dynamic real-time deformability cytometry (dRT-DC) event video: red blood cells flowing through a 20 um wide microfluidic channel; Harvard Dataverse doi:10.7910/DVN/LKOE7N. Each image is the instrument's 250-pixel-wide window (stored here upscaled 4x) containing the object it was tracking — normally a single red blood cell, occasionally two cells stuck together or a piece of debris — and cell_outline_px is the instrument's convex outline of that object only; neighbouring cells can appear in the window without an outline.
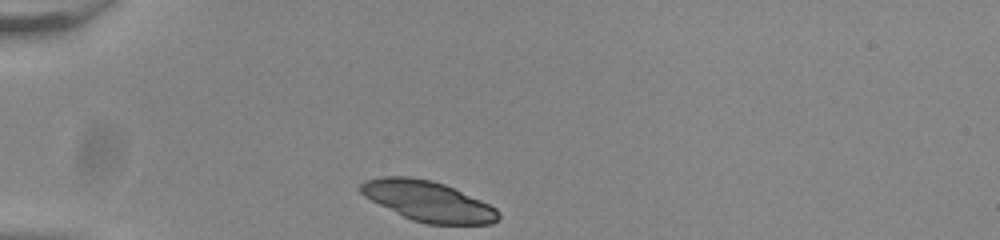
{"species": "common noctule bat (a hibernating species)", "species_latin": "Nyctalus noctula", "temperature_condition": "room temperature", "stored_images_in_passage": 32, "camera_frame_rate_fps": 3000, "um_per_image_px": 0.085, "animal": {"sex": "male", "body_mass_g": 20.0, "forearm_length_mm": 53.3}, "frame": {"image": 1, "passage_image": 1, "time_ms": 0.0, "image_size_px": [1000, 240], "cell_outline_px": [[500, 216], [492, 224], [428, 224], [412, 220], [364, 196], [360, 192], [360, 184], [364, 180], [384, 176], [408, 176], [432, 180], [444, 184], [480, 200], [496, 208], [500, 212]], "centroid_in_image_um": [36.38, 17.09], "position_along_channel_um": 48.6, "area_um2": 31.96}}